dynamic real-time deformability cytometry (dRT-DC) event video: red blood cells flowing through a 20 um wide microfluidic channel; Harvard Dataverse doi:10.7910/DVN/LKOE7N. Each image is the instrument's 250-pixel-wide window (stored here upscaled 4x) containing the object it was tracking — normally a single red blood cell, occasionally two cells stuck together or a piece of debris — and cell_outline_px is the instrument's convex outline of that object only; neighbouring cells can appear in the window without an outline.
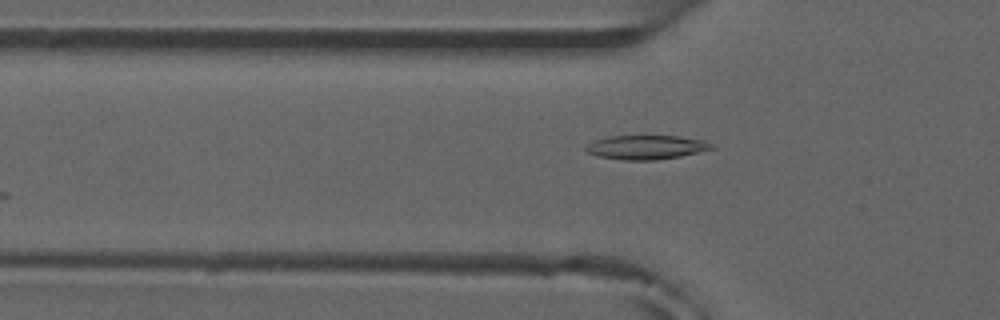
{"species": "common noctule bat (a hibernating species)", "species_latin": "Nyctalus noctula", "temperature_condition": "room temperature", "stored_images_in_passage": 4, "camera_frame_rate_fps": 3000, "um_per_image_px": 0.085, "animal": {"sex": "male", "forearm_length_mm": 52.5}, "frame": {"image": 1, "passage_image": 4, "time_ms": 4.333, "image_size_px": [1000, 320], "cell_outline_px": [[716, 148], [680, 156], [656, 160], [624, 160], [600, 156], [588, 152], [584, 148], [588, 144], [596, 140], [608, 136], [680, 136], [704, 140], [712, 144]], "centroid_in_image_um": [54.97, 12.51], "position_along_channel_um": 70.8, "area_um2": 17.51}}